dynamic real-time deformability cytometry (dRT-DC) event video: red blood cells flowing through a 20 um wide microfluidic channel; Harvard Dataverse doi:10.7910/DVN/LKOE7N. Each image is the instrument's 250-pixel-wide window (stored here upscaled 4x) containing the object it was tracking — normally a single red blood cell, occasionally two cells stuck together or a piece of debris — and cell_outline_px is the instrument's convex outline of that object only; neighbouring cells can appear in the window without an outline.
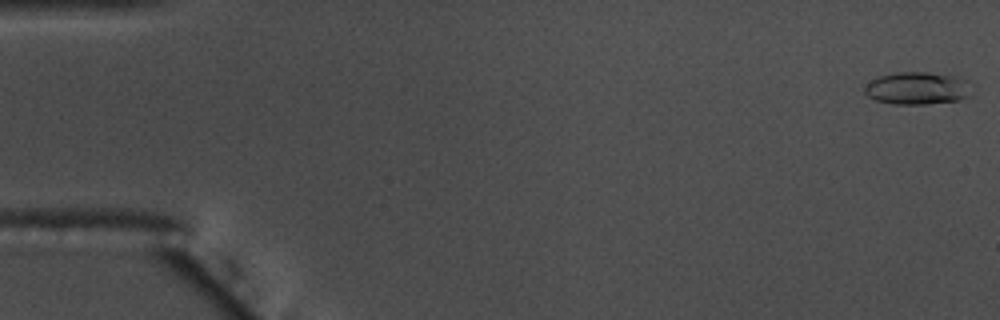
{"species": "common noctule bat (a hibernating species)", "species_latin": "Nyctalus noctula", "temperature_condition": "warm", "stored_images_in_passage": 9, "camera_frame_rate_fps": 3000, "um_per_image_px": 0.085, "animal": {"sex": "male", "body_mass_g": 17.5, "forearm_length_mm": 52.3}, "frame": {"image": 1, "passage_image": 1, "time_ms": 0.0, "image_size_px": [1000, 320], "cell_outline_px": [[968, 80], [964, 96], [960, 100], [924, 104], [892, 104], [876, 100], [868, 96], [864, 92], [864, 88], [876, 76], [896, 72], [928, 72], [960, 76]], "centroid_in_image_um": [77.9, 7.48], "position_along_channel_um": 7.1, "area_um2": 20.06}}